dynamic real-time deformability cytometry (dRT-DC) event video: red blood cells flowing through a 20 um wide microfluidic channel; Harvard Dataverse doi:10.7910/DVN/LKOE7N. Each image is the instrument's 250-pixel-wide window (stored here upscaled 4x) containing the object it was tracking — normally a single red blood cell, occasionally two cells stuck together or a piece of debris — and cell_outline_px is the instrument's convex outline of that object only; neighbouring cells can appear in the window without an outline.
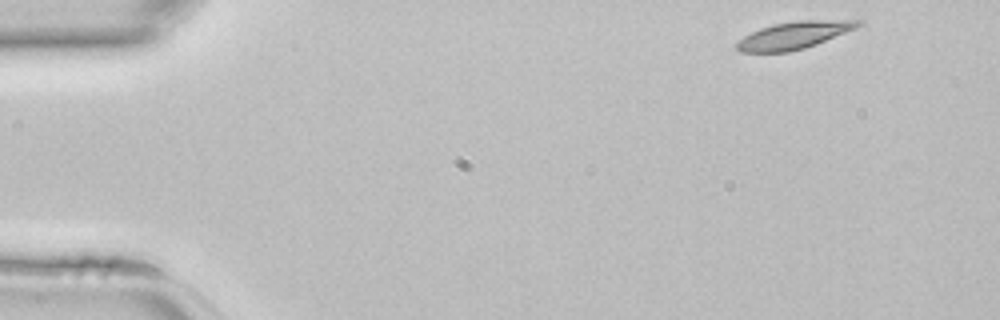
{"species": "common noctule bat (a hibernating species)", "species_latin": "Nyctalus noctula", "temperature_condition": "room temperature", "stored_images_in_passage": 42, "camera_frame_rate_fps": 3000, "um_per_image_px": 0.085, "animal": {"sex": "female", "body_mass_g": 22.7, "forearm_length_mm": 54.2}, "frame": {"image": 1, "passage_image": 1, "time_ms": 0.0, "image_size_px": [1000, 320], "cell_outline_px": [[864, 24], [856, 28], [816, 44], [804, 48], [788, 52], [740, 52], [736, 48], [736, 44], [744, 36], [760, 28], [772, 24], [800, 20], [864, 20]], "centroid_in_image_um": [67.51, 2.99], "position_along_channel_um": 17.5, "area_um2": 19.19}}
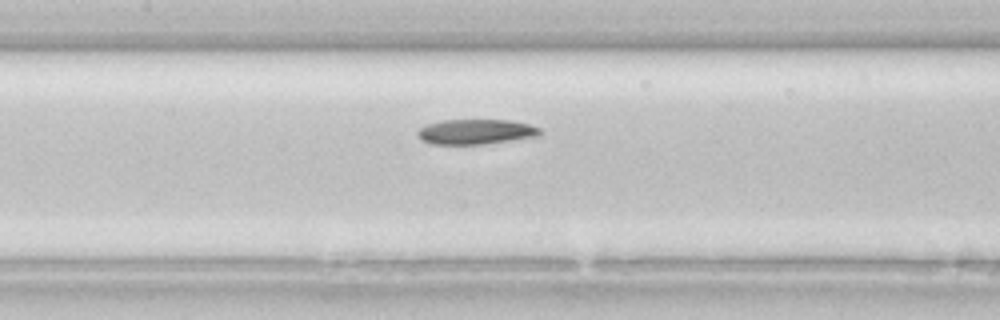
{"frame": {"image": 2, "passage_image": 18, "time_ms": 5.667, "image_size_px": [1000, 320], "cell_outline_px": [[540, 136], [484, 144], [432, 144], [420, 140], [416, 132], [420, 128], [428, 124], [440, 120], [512, 120], [528, 124], [540, 128]], "centroid_in_image_um": [40.43, 11.2], "position_along_channel_um": 167.0, "area_um2": 17.92}}
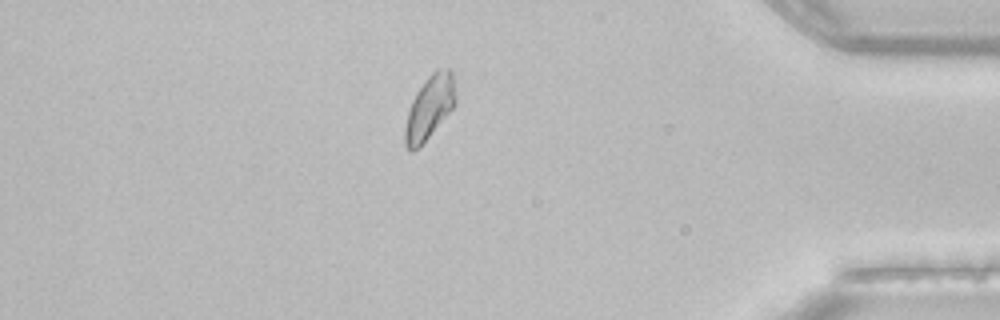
{"frame": {"image": 3, "passage_image": 36, "time_ms": 11.667, "image_size_px": [1000, 320], "cell_outline_px": [[456, 104], [420, 148], [412, 152], [408, 152], [404, 144], [404, 128], [408, 112], [412, 100], [416, 92], [424, 80], [432, 72], [448, 68], [452, 72], [456, 96]], "centroid_in_image_um": [36.48, 9.19], "position_along_channel_um": 398.7, "area_um2": 18.9}}